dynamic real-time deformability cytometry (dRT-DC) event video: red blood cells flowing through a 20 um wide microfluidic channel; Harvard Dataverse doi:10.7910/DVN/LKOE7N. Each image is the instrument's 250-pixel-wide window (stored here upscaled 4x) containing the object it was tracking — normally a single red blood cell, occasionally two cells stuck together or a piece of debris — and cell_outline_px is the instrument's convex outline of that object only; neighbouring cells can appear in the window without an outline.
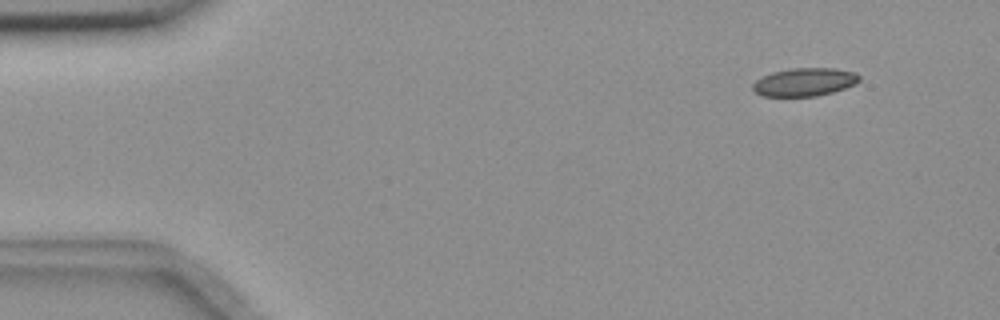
{"species": "common noctule bat (a hibernating species)", "species_latin": "Nyctalus noctula", "temperature_condition": "room temperature", "stored_images_in_passage": 4, "camera_frame_rate_fps": 3000, "um_per_image_px": 0.085, "animal": {"sex": "female", "body_mass_g": 18.4}, "frame": {"image": 1, "passage_image": 1, "time_ms": 0.0, "image_size_px": [1000, 320], "cell_outline_px": [[860, 80], [856, 84], [832, 92], [816, 96], [764, 96], [756, 92], [752, 88], [752, 84], [756, 80], [772, 72], [792, 68], [836, 68], [856, 72], [860, 76]], "centroid_in_image_um": [68.42, 6.96], "position_along_channel_um": 16.6, "area_um2": 17.46}}